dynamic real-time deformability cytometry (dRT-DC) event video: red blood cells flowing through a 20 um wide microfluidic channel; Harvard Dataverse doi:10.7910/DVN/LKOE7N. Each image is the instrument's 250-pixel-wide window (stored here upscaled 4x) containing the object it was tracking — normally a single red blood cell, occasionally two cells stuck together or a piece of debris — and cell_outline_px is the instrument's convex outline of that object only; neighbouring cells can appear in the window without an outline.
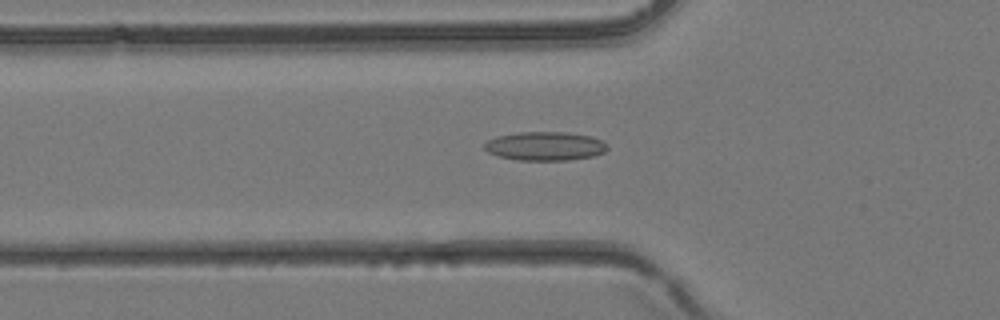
{"species": "common noctule bat (a hibernating species)", "species_latin": "Nyctalus noctula", "temperature_condition": "room temperature", "stored_images_in_passage": 39, "camera_frame_rate_fps": 3000, "um_per_image_px": 0.085, "animal": {"sex": "female", "body_mass_g": 24.6, "forearm_length_mm": 56.2}, "frame": {"image": 1, "passage_image": 14, "time_ms": 4.333, "image_size_px": [1000, 320], "cell_outline_px": [[608, 148], [604, 152], [592, 156], [568, 160], [516, 160], [500, 156], [488, 152], [484, 148], [484, 144], [488, 140], [496, 136], [516, 132], [564, 132], [592, 136], [608, 144]], "centroid_in_image_um": [46.32, 12.41], "position_along_channel_um": 79.5, "area_um2": 20.63}}
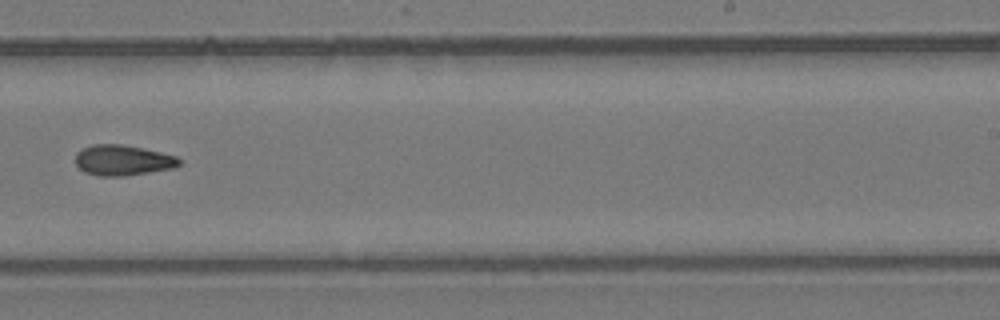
{"frame": {"image": 2, "passage_image": 25, "time_ms": 8.0, "image_size_px": [1000, 320], "cell_outline_px": [[180, 164], [176, 168], [124, 176], [96, 176], [84, 172], [76, 164], [76, 152], [80, 148], [92, 144], [124, 144], [160, 152], [176, 156], [180, 160]], "centroid_in_image_um": [10.41, 13.62], "position_along_channel_um": 278.6, "area_um2": 18.67}}
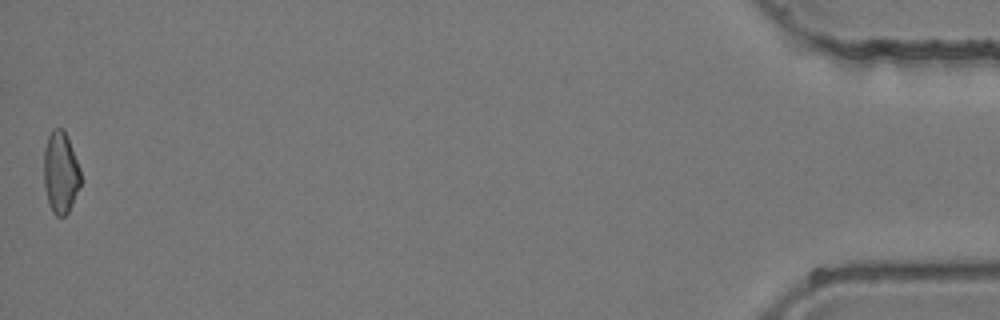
{"frame": {"image": 3, "passage_image": 39, "time_ms": 12.667, "image_size_px": [1000, 320], "cell_outline_px": [[80, 184], [68, 212], [64, 216], [56, 216], [52, 212], [44, 188], [44, 148], [48, 136], [52, 128], [64, 128], [80, 168]], "centroid_in_image_um": [5.13, 14.63], "position_along_channel_um": 430.1, "area_um2": 17.46}}